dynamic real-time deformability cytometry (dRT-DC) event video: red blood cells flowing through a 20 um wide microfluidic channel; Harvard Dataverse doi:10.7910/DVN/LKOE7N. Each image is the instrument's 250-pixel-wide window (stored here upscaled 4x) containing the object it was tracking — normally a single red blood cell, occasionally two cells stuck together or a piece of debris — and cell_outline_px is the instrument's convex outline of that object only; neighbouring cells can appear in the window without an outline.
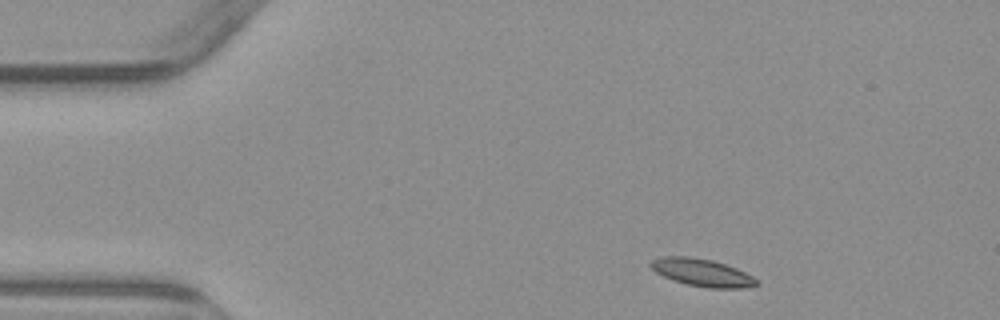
{"species": "common noctule bat (a hibernating species)", "species_latin": "Nyctalus noctula", "temperature_condition": "warm", "stored_images_in_passage": 3, "camera_frame_rate_fps": 3000, "um_per_image_px": 0.085, "animal": {"sex": "male", "body_mass_g": 23.1, "forearm_length_mm": 52.7}, "frame": {"image": 1, "passage_image": 1, "time_ms": 0.0, "image_size_px": [1000, 320], "cell_outline_px": [[760, 284], [744, 288], [708, 288], [688, 284], [664, 276], [656, 272], [648, 264], [652, 260], [660, 256], [688, 256], [712, 260], [736, 268], [752, 276]], "centroid_in_image_um": [59.67, 23.16], "position_along_channel_um": 25.3, "area_um2": 16.76}}